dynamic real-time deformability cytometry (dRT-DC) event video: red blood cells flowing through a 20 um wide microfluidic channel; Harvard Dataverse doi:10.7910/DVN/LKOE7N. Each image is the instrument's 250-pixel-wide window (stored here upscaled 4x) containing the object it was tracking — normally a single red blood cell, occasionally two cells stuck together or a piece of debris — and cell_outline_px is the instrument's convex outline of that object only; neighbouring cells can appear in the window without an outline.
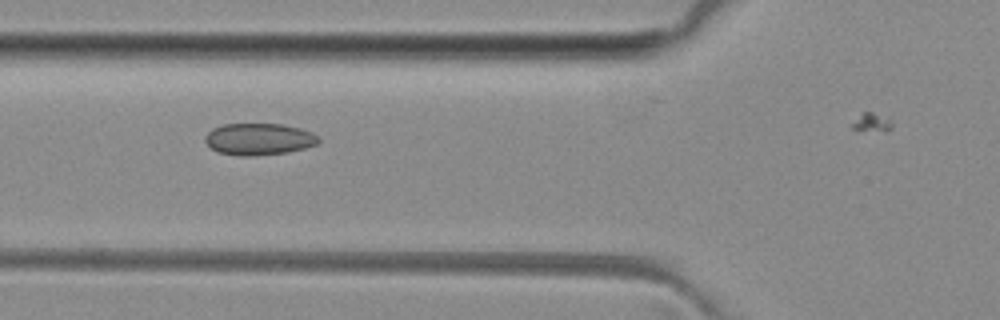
{"species": "common noctule bat (a hibernating species)", "species_latin": "Nyctalus noctula", "temperature_condition": "room temperature", "stored_images_in_passage": 3, "camera_frame_rate_fps": 3000, "um_per_image_px": 0.085, "animal": {"sex": "female", "body_mass_g": 29.2, "forearm_length_mm": 56.3}, "frame": {"image": 1, "passage_image": 2, "time_ms": 1.0, "image_size_px": [1000, 320], "cell_outline_px": [[320, 140], [316, 144], [304, 148], [288, 152], [252, 156], [240, 156], [216, 152], [204, 140], [204, 136], [212, 128], [220, 124], [284, 124], [300, 128], [312, 132]], "centroid_in_image_um": [21.97, 11.82], "position_along_channel_um": 103.8, "area_um2": 21.1}}